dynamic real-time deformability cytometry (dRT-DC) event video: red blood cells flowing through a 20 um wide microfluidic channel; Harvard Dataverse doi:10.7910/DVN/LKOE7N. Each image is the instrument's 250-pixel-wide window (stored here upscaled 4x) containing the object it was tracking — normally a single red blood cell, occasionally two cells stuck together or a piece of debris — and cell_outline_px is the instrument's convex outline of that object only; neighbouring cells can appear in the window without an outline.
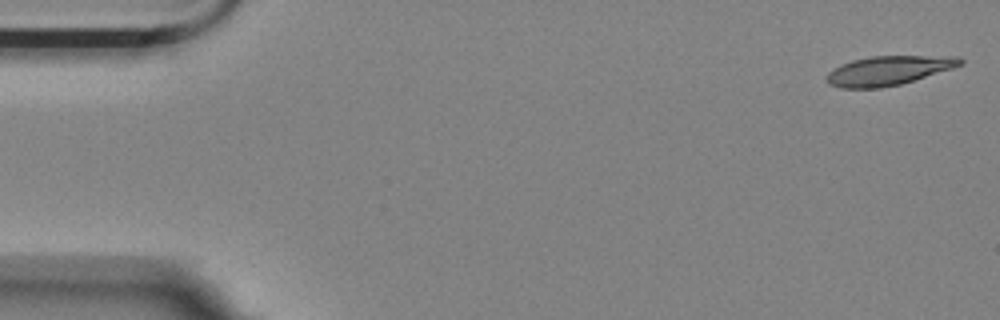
{"species": "Egyptian fruit bat (a non-hibernating species)", "species_latin": "Rousettus aegyptiacus", "temperature_condition": "room temperature", "stored_images_in_passage": 9, "camera_frame_rate_fps": 3000, "um_per_image_px": 0.085, "animal": {"sex": "female"}, "frame": {"image": 1, "passage_image": 1, "time_ms": 0.0, "image_size_px": [1000, 320], "cell_outline_px": [[964, 64], [952, 68], [900, 84], [880, 88], [840, 88], [828, 84], [828, 72], [840, 64], [852, 60], [872, 56], [960, 56], [964, 60]], "centroid_in_image_um": [75.52, 5.99], "position_along_channel_um": 9.5, "area_um2": 22.66}}